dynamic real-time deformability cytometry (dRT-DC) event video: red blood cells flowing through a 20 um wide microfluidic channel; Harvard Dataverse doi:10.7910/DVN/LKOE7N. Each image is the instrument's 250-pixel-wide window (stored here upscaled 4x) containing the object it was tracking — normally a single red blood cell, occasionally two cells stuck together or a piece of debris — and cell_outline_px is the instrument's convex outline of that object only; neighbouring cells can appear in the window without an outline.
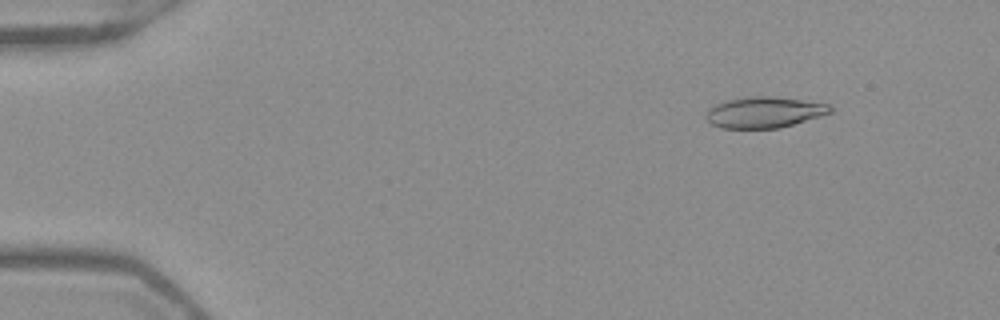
{"species": "Egyptian fruit bat (a non-hibernating species)", "species_latin": "Rousettus aegyptiacus", "temperature_condition": "warm", "stored_images_in_passage": 47, "camera_frame_rate_fps": 3000, "um_per_image_px": 0.085, "frame": {"image": 1, "passage_image": 1, "time_ms": 0.0, "image_size_px": [1000, 320], "cell_outline_px": [[832, 112], [820, 116], [780, 128], [720, 128], [712, 124], [704, 116], [708, 108], [716, 104], [728, 100], [752, 96], [772, 96], [828, 104], [832, 108]], "centroid_in_image_um": [64.93, 9.55], "position_along_channel_um": 20.1, "area_um2": 22.25}}
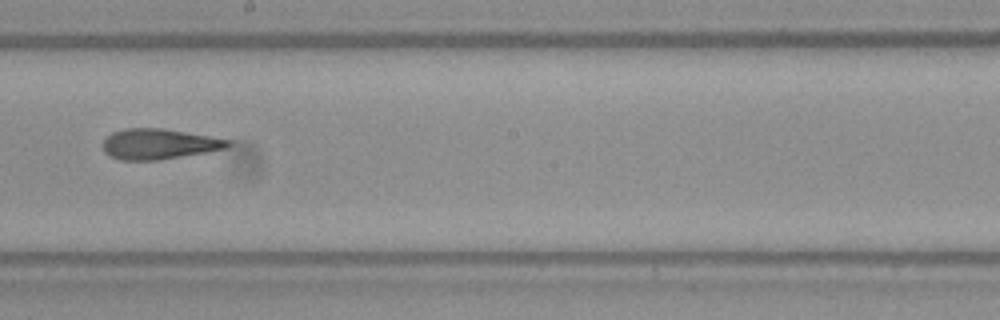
{"frame": {"image": 2, "passage_image": 25, "time_ms": 8.0, "image_size_px": [1000, 320], "cell_outline_px": [[232, 144], [224, 148], [208, 152], [160, 160], [120, 160], [104, 152], [104, 140], [112, 132], [124, 128], [164, 128], [232, 140]], "centroid_in_image_um": [13.53, 12.24], "position_along_channel_um": 234.7, "area_um2": 22.2}}
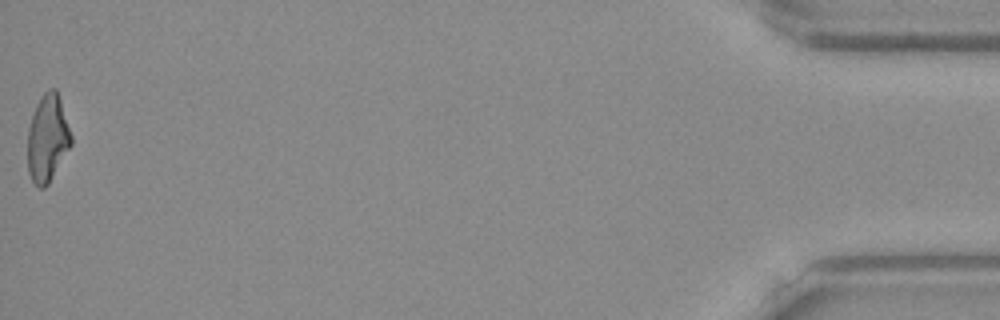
{"frame": {"image": 3, "passage_image": 47, "time_ms": 15.333, "image_size_px": [1000, 320], "cell_outline_px": [[72, 144], [48, 184], [44, 188], [40, 188], [32, 180], [28, 172], [28, 128], [36, 104], [40, 96], [48, 88], [56, 88], [72, 136]], "centroid_in_image_um": [4.04, 11.74], "position_along_channel_um": 431.2, "area_um2": 22.02}, "authors_computed_cell_mechanics": {"area_um2": 22.542, "velocity_mm_per_s": 3.946, "shape_relaxation_time_tau1_ms": null, "shape_relaxation_time_tau2_ms": 3.354, "deformation_change_tau1": null, "deformation_change_tau2": 0.1413}}